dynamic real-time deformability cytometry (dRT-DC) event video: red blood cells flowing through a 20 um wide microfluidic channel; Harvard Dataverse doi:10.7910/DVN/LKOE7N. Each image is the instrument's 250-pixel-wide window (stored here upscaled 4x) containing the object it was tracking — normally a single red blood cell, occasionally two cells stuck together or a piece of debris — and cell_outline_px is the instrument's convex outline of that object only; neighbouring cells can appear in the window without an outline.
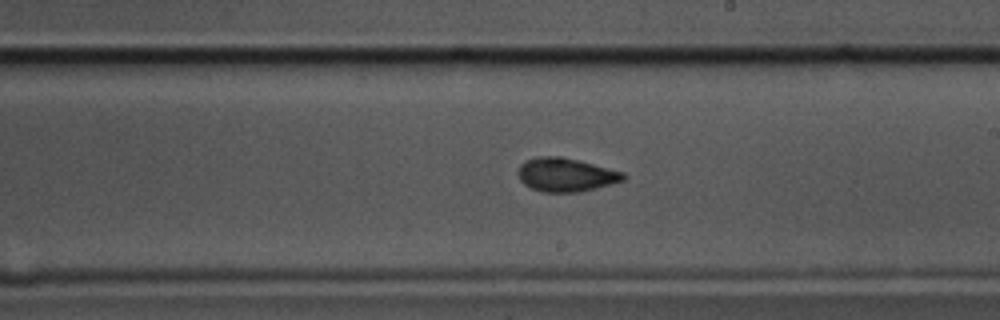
{"species": "common noctule bat (a hibernating species)", "species_latin": "Nyctalus noctula", "temperature_condition": "cold", "stored_images_in_passage": 49, "camera_frame_rate_fps": 3000, "um_per_image_px": 0.085, "animal": {"sex": "male", "body_mass_g": 17.5, "forearm_length_mm": 52.3}, "frame": {"image": 1, "passage_image": 32, "time_ms": 10.333, "image_size_px": [1000, 320], "cell_outline_px": [[628, 176], [624, 180], [596, 188], [580, 192], [544, 192], [532, 188], [524, 184], [520, 180], [520, 164], [536, 156], [560, 156], [580, 160], [624, 172]], "centroid_in_image_um": [48.14, 14.85], "position_along_channel_um": 240.9, "area_um2": 20.58}}
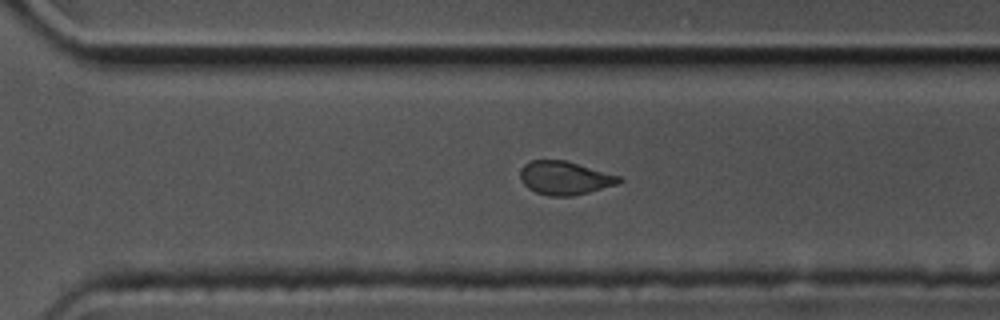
{"frame": {"image": 2, "passage_image": 39, "time_ms": 12.667, "image_size_px": [1000, 320], "cell_outline_px": [[624, 180], [616, 184], [588, 192], [572, 196], [552, 196], [536, 192], [528, 188], [520, 180], [520, 168], [524, 164], [532, 160], [568, 160], [620, 176]], "centroid_in_image_um": [47.99, 15.11], "position_along_channel_um": 322.6, "area_um2": 19.31}}
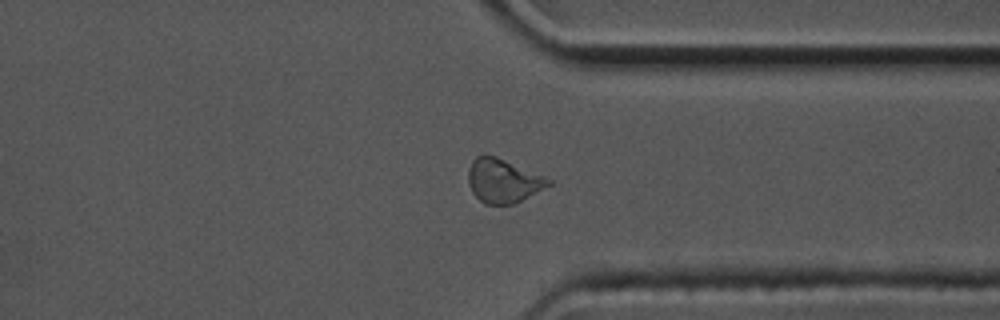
{"frame": {"image": 3, "passage_image": 43, "time_ms": 14.0, "image_size_px": [1000, 320], "cell_outline_px": [[552, 184], [516, 204], [484, 204], [472, 192], [468, 184], [468, 172], [472, 160], [476, 156], [496, 156], [544, 176], [552, 180]], "centroid_in_image_um": [42.77, 15.38], "position_along_channel_um": 368.6, "area_um2": 20.46}}